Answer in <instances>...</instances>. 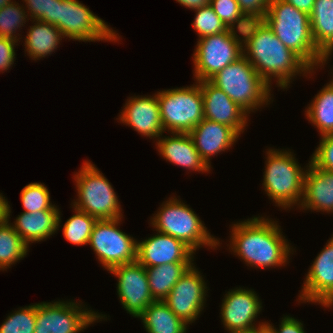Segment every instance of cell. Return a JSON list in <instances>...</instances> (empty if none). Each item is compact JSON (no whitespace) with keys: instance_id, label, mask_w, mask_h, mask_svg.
Returning a JSON list of instances; mask_svg holds the SVG:
<instances>
[{"instance_id":"cell-34","label":"cell","mask_w":333,"mask_h":333,"mask_svg":"<svg viewBox=\"0 0 333 333\" xmlns=\"http://www.w3.org/2000/svg\"><path fill=\"white\" fill-rule=\"evenodd\" d=\"M36 321V303L20 307L7 316L0 325V333H34Z\"/></svg>"},{"instance_id":"cell-45","label":"cell","mask_w":333,"mask_h":333,"mask_svg":"<svg viewBox=\"0 0 333 333\" xmlns=\"http://www.w3.org/2000/svg\"><path fill=\"white\" fill-rule=\"evenodd\" d=\"M12 0H0V9L6 6L7 4H11Z\"/></svg>"},{"instance_id":"cell-30","label":"cell","mask_w":333,"mask_h":333,"mask_svg":"<svg viewBox=\"0 0 333 333\" xmlns=\"http://www.w3.org/2000/svg\"><path fill=\"white\" fill-rule=\"evenodd\" d=\"M74 208L75 214L63 225L66 241L74 245H87L97 218Z\"/></svg>"},{"instance_id":"cell-2","label":"cell","mask_w":333,"mask_h":333,"mask_svg":"<svg viewBox=\"0 0 333 333\" xmlns=\"http://www.w3.org/2000/svg\"><path fill=\"white\" fill-rule=\"evenodd\" d=\"M277 222L255 216L232 224L229 249L249 267L268 269L284 266L294 249Z\"/></svg>"},{"instance_id":"cell-39","label":"cell","mask_w":333,"mask_h":333,"mask_svg":"<svg viewBox=\"0 0 333 333\" xmlns=\"http://www.w3.org/2000/svg\"><path fill=\"white\" fill-rule=\"evenodd\" d=\"M17 41L0 37V72L7 71L15 61Z\"/></svg>"},{"instance_id":"cell-38","label":"cell","mask_w":333,"mask_h":333,"mask_svg":"<svg viewBox=\"0 0 333 333\" xmlns=\"http://www.w3.org/2000/svg\"><path fill=\"white\" fill-rule=\"evenodd\" d=\"M239 7L249 20H263L269 8L270 0H237Z\"/></svg>"},{"instance_id":"cell-32","label":"cell","mask_w":333,"mask_h":333,"mask_svg":"<svg viewBox=\"0 0 333 333\" xmlns=\"http://www.w3.org/2000/svg\"><path fill=\"white\" fill-rule=\"evenodd\" d=\"M210 6L228 29L242 32L249 23L237 0H211ZM237 24V25H236Z\"/></svg>"},{"instance_id":"cell-29","label":"cell","mask_w":333,"mask_h":333,"mask_svg":"<svg viewBox=\"0 0 333 333\" xmlns=\"http://www.w3.org/2000/svg\"><path fill=\"white\" fill-rule=\"evenodd\" d=\"M306 109L307 119L321 136L333 134V88L326 84Z\"/></svg>"},{"instance_id":"cell-14","label":"cell","mask_w":333,"mask_h":333,"mask_svg":"<svg viewBox=\"0 0 333 333\" xmlns=\"http://www.w3.org/2000/svg\"><path fill=\"white\" fill-rule=\"evenodd\" d=\"M117 280V293L124 309L137 318L153 299L146 268L137 261L118 265L109 270Z\"/></svg>"},{"instance_id":"cell-20","label":"cell","mask_w":333,"mask_h":333,"mask_svg":"<svg viewBox=\"0 0 333 333\" xmlns=\"http://www.w3.org/2000/svg\"><path fill=\"white\" fill-rule=\"evenodd\" d=\"M189 134L199 155L209 167L213 155L228 150L239 138L233 128L205 118Z\"/></svg>"},{"instance_id":"cell-6","label":"cell","mask_w":333,"mask_h":333,"mask_svg":"<svg viewBox=\"0 0 333 333\" xmlns=\"http://www.w3.org/2000/svg\"><path fill=\"white\" fill-rule=\"evenodd\" d=\"M168 199L150 219L155 231L183 241L194 252L202 246L213 249L220 246L195 211L175 196Z\"/></svg>"},{"instance_id":"cell-41","label":"cell","mask_w":333,"mask_h":333,"mask_svg":"<svg viewBox=\"0 0 333 333\" xmlns=\"http://www.w3.org/2000/svg\"><path fill=\"white\" fill-rule=\"evenodd\" d=\"M284 1L290 3L298 10L306 12L307 14H310L312 12L315 2V0H284Z\"/></svg>"},{"instance_id":"cell-43","label":"cell","mask_w":333,"mask_h":333,"mask_svg":"<svg viewBox=\"0 0 333 333\" xmlns=\"http://www.w3.org/2000/svg\"><path fill=\"white\" fill-rule=\"evenodd\" d=\"M273 324L268 322H261L256 326L251 333H275L274 328L272 327Z\"/></svg>"},{"instance_id":"cell-44","label":"cell","mask_w":333,"mask_h":333,"mask_svg":"<svg viewBox=\"0 0 333 333\" xmlns=\"http://www.w3.org/2000/svg\"><path fill=\"white\" fill-rule=\"evenodd\" d=\"M2 193L0 194V221L6 217V202L7 199L3 197Z\"/></svg>"},{"instance_id":"cell-28","label":"cell","mask_w":333,"mask_h":333,"mask_svg":"<svg viewBox=\"0 0 333 333\" xmlns=\"http://www.w3.org/2000/svg\"><path fill=\"white\" fill-rule=\"evenodd\" d=\"M11 208L6 202V217L0 221V270H7L22 258L26 257L29 247L15 231L9 218Z\"/></svg>"},{"instance_id":"cell-7","label":"cell","mask_w":333,"mask_h":333,"mask_svg":"<svg viewBox=\"0 0 333 333\" xmlns=\"http://www.w3.org/2000/svg\"><path fill=\"white\" fill-rule=\"evenodd\" d=\"M73 177L78 194L73 207L98 220L123 218L114 188L95 164L88 160L83 162Z\"/></svg>"},{"instance_id":"cell-26","label":"cell","mask_w":333,"mask_h":333,"mask_svg":"<svg viewBox=\"0 0 333 333\" xmlns=\"http://www.w3.org/2000/svg\"><path fill=\"white\" fill-rule=\"evenodd\" d=\"M137 318L147 333H186L189 326L164 301H154Z\"/></svg>"},{"instance_id":"cell-3","label":"cell","mask_w":333,"mask_h":333,"mask_svg":"<svg viewBox=\"0 0 333 333\" xmlns=\"http://www.w3.org/2000/svg\"><path fill=\"white\" fill-rule=\"evenodd\" d=\"M278 39L312 70L322 54L313 41L310 16L284 0H270L263 19Z\"/></svg>"},{"instance_id":"cell-4","label":"cell","mask_w":333,"mask_h":333,"mask_svg":"<svg viewBox=\"0 0 333 333\" xmlns=\"http://www.w3.org/2000/svg\"><path fill=\"white\" fill-rule=\"evenodd\" d=\"M263 186L265 194L278 207L300 206L304 193L305 170L289 150L267 149Z\"/></svg>"},{"instance_id":"cell-19","label":"cell","mask_w":333,"mask_h":333,"mask_svg":"<svg viewBox=\"0 0 333 333\" xmlns=\"http://www.w3.org/2000/svg\"><path fill=\"white\" fill-rule=\"evenodd\" d=\"M118 120L150 139L157 140L164 133L157 94L128 97Z\"/></svg>"},{"instance_id":"cell-33","label":"cell","mask_w":333,"mask_h":333,"mask_svg":"<svg viewBox=\"0 0 333 333\" xmlns=\"http://www.w3.org/2000/svg\"><path fill=\"white\" fill-rule=\"evenodd\" d=\"M25 7L19 6L16 1L7 4L0 9V37L19 41L16 35V30L22 28L28 17ZM24 23V24H23Z\"/></svg>"},{"instance_id":"cell-40","label":"cell","mask_w":333,"mask_h":333,"mask_svg":"<svg viewBox=\"0 0 333 333\" xmlns=\"http://www.w3.org/2000/svg\"><path fill=\"white\" fill-rule=\"evenodd\" d=\"M280 323L278 330L272 326L275 333H306L304 331L303 323L288 315H285Z\"/></svg>"},{"instance_id":"cell-13","label":"cell","mask_w":333,"mask_h":333,"mask_svg":"<svg viewBox=\"0 0 333 333\" xmlns=\"http://www.w3.org/2000/svg\"><path fill=\"white\" fill-rule=\"evenodd\" d=\"M207 288L200 271L192 265L163 301L186 324H191L204 309Z\"/></svg>"},{"instance_id":"cell-23","label":"cell","mask_w":333,"mask_h":333,"mask_svg":"<svg viewBox=\"0 0 333 333\" xmlns=\"http://www.w3.org/2000/svg\"><path fill=\"white\" fill-rule=\"evenodd\" d=\"M59 210H42L32 213L22 212L12 226L29 247L33 242L47 240L61 226ZM31 242V243H30Z\"/></svg>"},{"instance_id":"cell-12","label":"cell","mask_w":333,"mask_h":333,"mask_svg":"<svg viewBox=\"0 0 333 333\" xmlns=\"http://www.w3.org/2000/svg\"><path fill=\"white\" fill-rule=\"evenodd\" d=\"M121 219L97 220L88 243L108 271L136 261L137 240L117 227Z\"/></svg>"},{"instance_id":"cell-8","label":"cell","mask_w":333,"mask_h":333,"mask_svg":"<svg viewBox=\"0 0 333 333\" xmlns=\"http://www.w3.org/2000/svg\"><path fill=\"white\" fill-rule=\"evenodd\" d=\"M195 83L157 92L164 132L189 133L204 119L201 86Z\"/></svg>"},{"instance_id":"cell-5","label":"cell","mask_w":333,"mask_h":333,"mask_svg":"<svg viewBox=\"0 0 333 333\" xmlns=\"http://www.w3.org/2000/svg\"><path fill=\"white\" fill-rule=\"evenodd\" d=\"M209 81L223 90L248 114L263 105L270 104L272 98L271 87L244 55L220 70Z\"/></svg>"},{"instance_id":"cell-36","label":"cell","mask_w":333,"mask_h":333,"mask_svg":"<svg viewBox=\"0 0 333 333\" xmlns=\"http://www.w3.org/2000/svg\"><path fill=\"white\" fill-rule=\"evenodd\" d=\"M26 3L25 10H29L30 18L49 24L57 25V11L59 0H22Z\"/></svg>"},{"instance_id":"cell-46","label":"cell","mask_w":333,"mask_h":333,"mask_svg":"<svg viewBox=\"0 0 333 333\" xmlns=\"http://www.w3.org/2000/svg\"><path fill=\"white\" fill-rule=\"evenodd\" d=\"M328 85H329L331 88H333V78H332V80L328 83Z\"/></svg>"},{"instance_id":"cell-17","label":"cell","mask_w":333,"mask_h":333,"mask_svg":"<svg viewBox=\"0 0 333 333\" xmlns=\"http://www.w3.org/2000/svg\"><path fill=\"white\" fill-rule=\"evenodd\" d=\"M195 252L183 241L158 232L137 241L136 261L145 268L168 263H193Z\"/></svg>"},{"instance_id":"cell-10","label":"cell","mask_w":333,"mask_h":333,"mask_svg":"<svg viewBox=\"0 0 333 333\" xmlns=\"http://www.w3.org/2000/svg\"><path fill=\"white\" fill-rule=\"evenodd\" d=\"M56 27L73 41H119L117 31L78 0H59Z\"/></svg>"},{"instance_id":"cell-25","label":"cell","mask_w":333,"mask_h":333,"mask_svg":"<svg viewBox=\"0 0 333 333\" xmlns=\"http://www.w3.org/2000/svg\"><path fill=\"white\" fill-rule=\"evenodd\" d=\"M32 21L36 23L28 29L24 50L32 60H39V58L49 56L54 52V49L58 48L60 41L64 37L61 31L53 24L39 20Z\"/></svg>"},{"instance_id":"cell-42","label":"cell","mask_w":333,"mask_h":333,"mask_svg":"<svg viewBox=\"0 0 333 333\" xmlns=\"http://www.w3.org/2000/svg\"><path fill=\"white\" fill-rule=\"evenodd\" d=\"M182 6L190 8L192 10H197L198 8L210 5L211 0H176Z\"/></svg>"},{"instance_id":"cell-31","label":"cell","mask_w":333,"mask_h":333,"mask_svg":"<svg viewBox=\"0 0 333 333\" xmlns=\"http://www.w3.org/2000/svg\"><path fill=\"white\" fill-rule=\"evenodd\" d=\"M24 212L32 213L42 210H59L50 201V194L45 184L34 182L26 185L20 193Z\"/></svg>"},{"instance_id":"cell-9","label":"cell","mask_w":333,"mask_h":333,"mask_svg":"<svg viewBox=\"0 0 333 333\" xmlns=\"http://www.w3.org/2000/svg\"><path fill=\"white\" fill-rule=\"evenodd\" d=\"M194 50L195 81H209L220 70L243 56L241 32L228 29L219 34L202 37L198 39Z\"/></svg>"},{"instance_id":"cell-24","label":"cell","mask_w":333,"mask_h":333,"mask_svg":"<svg viewBox=\"0 0 333 333\" xmlns=\"http://www.w3.org/2000/svg\"><path fill=\"white\" fill-rule=\"evenodd\" d=\"M309 16L313 41L322 53L316 64L318 69L324 67L333 52V0H315Z\"/></svg>"},{"instance_id":"cell-1","label":"cell","mask_w":333,"mask_h":333,"mask_svg":"<svg viewBox=\"0 0 333 333\" xmlns=\"http://www.w3.org/2000/svg\"><path fill=\"white\" fill-rule=\"evenodd\" d=\"M241 35L243 55L270 87L272 78L278 87L287 89L296 75L314 72L278 39L264 20H250Z\"/></svg>"},{"instance_id":"cell-18","label":"cell","mask_w":333,"mask_h":333,"mask_svg":"<svg viewBox=\"0 0 333 333\" xmlns=\"http://www.w3.org/2000/svg\"><path fill=\"white\" fill-rule=\"evenodd\" d=\"M203 95L204 118L227 125L239 135L246 130L248 113L210 81H199Z\"/></svg>"},{"instance_id":"cell-22","label":"cell","mask_w":333,"mask_h":333,"mask_svg":"<svg viewBox=\"0 0 333 333\" xmlns=\"http://www.w3.org/2000/svg\"><path fill=\"white\" fill-rule=\"evenodd\" d=\"M170 134L164 137L161 135L156 140V148L166 161L190 171L210 172L212 167L201 158L189 133Z\"/></svg>"},{"instance_id":"cell-35","label":"cell","mask_w":333,"mask_h":333,"mask_svg":"<svg viewBox=\"0 0 333 333\" xmlns=\"http://www.w3.org/2000/svg\"><path fill=\"white\" fill-rule=\"evenodd\" d=\"M195 18L192 23L194 30L197 32L199 39L209 35L225 32L228 28L222 20L216 15L210 5L195 10Z\"/></svg>"},{"instance_id":"cell-16","label":"cell","mask_w":333,"mask_h":333,"mask_svg":"<svg viewBox=\"0 0 333 333\" xmlns=\"http://www.w3.org/2000/svg\"><path fill=\"white\" fill-rule=\"evenodd\" d=\"M303 284L299 302L333 306V235L314 259Z\"/></svg>"},{"instance_id":"cell-27","label":"cell","mask_w":333,"mask_h":333,"mask_svg":"<svg viewBox=\"0 0 333 333\" xmlns=\"http://www.w3.org/2000/svg\"><path fill=\"white\" fill-rule=\"evenodd\" d=\"M194 263H168L146 268L150 292L155 301H163L172 287Z\"/></svg>"},{"instance_id":"cell-15","label":"cell","mask_w":333,"mask_h":333,"mask_svg":"<svg viewBox=\"0 0 333 333\" xmlns=\"http://www.w3.org/2000/svg\"><path fill=\"white\" fill-rule=\"evenodd\" d=\"M261 311L262 303L253 289L236 287L224 295L220 317L230 333L250 332L256 327L254 322Z\"/></svg>"},{"instance_id":"cell-37","label":"cell","mask_w":333,"mask_h":333,"mask_svg":"<svg viewBox=\"0 0 333 333\" xmlns=\"http://www.w3.org/2000/svg\"><path fill=\"white\" fill-rule=\"evenodd\" d=\"M310 159L317 167L333 172V134L321 136L320 143Z\"/></svg>"},{"instance_id":"cell-21","label":"cell","mask_w":333,"mask_h":333,"mask_svg":"<svg viewBox=\"0 0 333 333\" xmlns=\"http://www.w3.org/2000/svg\"><path fill=\"white\" fill-rule=\"evenodd\" d=\"M308 165L303 199L298 209L333 213V172L317 167L311 160Z\"/></svg>"},{"instance_id":"cell-11","label":"cell","mask_w":333,"mask_h":333,"mask_svg":"<svg viewBox=\"0 0 333 333\" xmlns=\"http://www.w3.org/2000/svg\"><path fill=\"white\" fill-rule=\"evenodd\" d=\"M97 313L77 301L36 303L34 333H78L98 320H106V315Z\"/></svg>"}]
</instances>
